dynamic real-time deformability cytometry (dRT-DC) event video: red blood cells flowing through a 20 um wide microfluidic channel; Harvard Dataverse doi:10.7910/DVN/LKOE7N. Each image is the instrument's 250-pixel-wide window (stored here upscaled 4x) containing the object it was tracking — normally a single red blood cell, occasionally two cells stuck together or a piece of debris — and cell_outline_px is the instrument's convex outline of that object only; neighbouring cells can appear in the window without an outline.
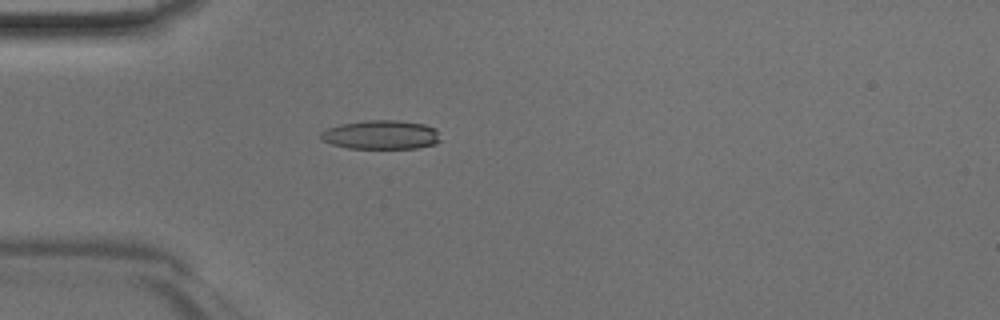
{"species": "Egyptian fruit bat (a non-hibernating species)", "species_latin": "Rousettus aegyptiacus", "temperature_condition": "room temperature", "stored_images_in_passage": 46, "camera_frame_rate_fps": 3000, "um_per_image_px": 0.085, "animal": {"sex": "male"}, "frame": {"image": 1, "passage_image": 13, "time_ms": 4.0, "image_size_px": [1000, 320], "cell_outline_px": [[440, 140], [436, 144], [416, 148], [348, 148], [332, 144], [320, 140], [320, 132], [328, 128], [340, 124], [364, 120], [396, 120], [424, 124], [436, 128]], "centroid_in_image_um": [32.37, 11.45], "position_along_channel_um": 52.6, "area_um2": 20.29}}
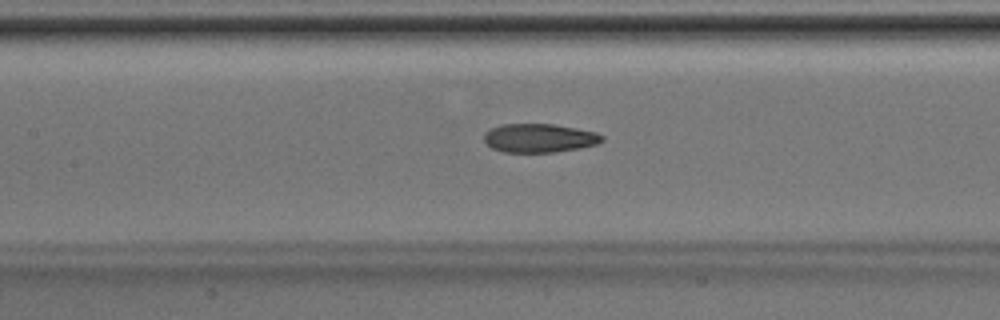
{"frame": {"image": 2, "passage_image": 21, "time_ms": 6.667, "image_size_px": [1000, 320], "cell_outline_px": [[604, 140], [596, 144], [580, 148], [556, 152], [504, 152], [492, 148], [484, 140], [484, 132], [488, 128], [500, 124], [552, 124], [576, 128], [596, 132], [604, 136]], "centroid_in_image_um": [45.82, 11.73], "position_along_channel_um": 161.6, "area_um2": 19.88}}
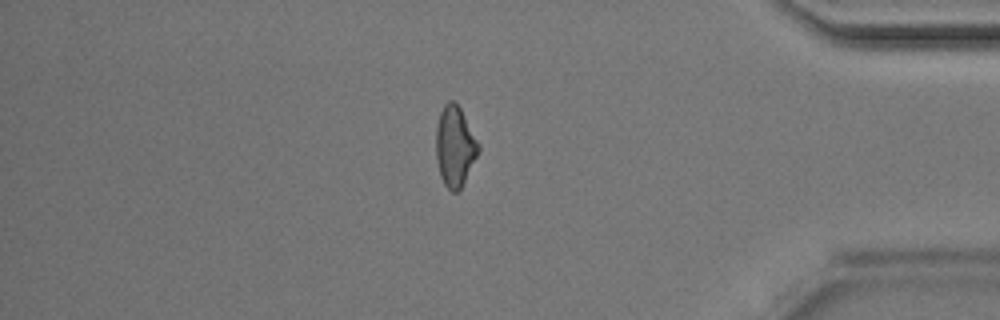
{"frame": {"image": 3, "passage_image": 39, "time_ms": 12.667, "image_size_px": [1000, 320], "cell_outline_px": [[480, 148], [460, 188], [456, 192], [452, 192], [444, 184], [440, 176], [436, 156], [436, 128], [440, 112], [444, 104], [448, 100], [456, 100], [480, 144]], "centroid_in_image_um": [38.65, 12.38], "position_along_channel_um": 396.6, "area_um2": 19.71}}